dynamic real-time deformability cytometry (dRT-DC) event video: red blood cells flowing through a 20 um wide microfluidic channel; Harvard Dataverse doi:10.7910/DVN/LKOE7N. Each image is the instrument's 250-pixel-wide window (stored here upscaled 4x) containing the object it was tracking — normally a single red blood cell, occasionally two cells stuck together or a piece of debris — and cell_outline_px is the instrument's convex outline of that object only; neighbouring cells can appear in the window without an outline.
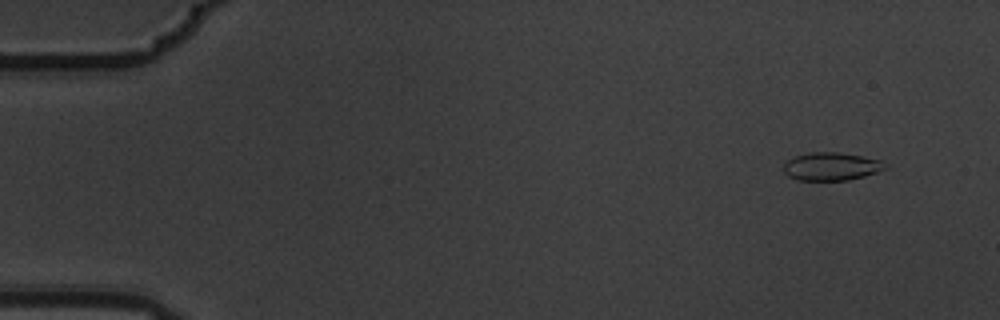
{"species": "common noctule bat (a hibernating species)", "species_latin": "Nyctalus noctula", "temperature_condition": "warm", "stored_images_in_passage": 6, "camera_frame_rate_fps": 3000, "um_per_image_px": 0.085, "animal": {"sex": "male", "body_mass_g": 19.5, "forearm_length_mm": 54.6}, "frame": {"image": 1, "passage_image": 2, "time_ms": 0.333, "image_size_px": [1000, 320], "cell_outline_px": [[888, 168], [864, 176], [848, 180], [796, 180], [788, 176], [784, 172], [784, 160], [792, 156], [808, 152], [840, 152], [880, 160], [888, 164]], "centroid_in_image_um": [70.62, 14.14], "position_along_channel_um": 14.4, "area_um2": 16.82}}